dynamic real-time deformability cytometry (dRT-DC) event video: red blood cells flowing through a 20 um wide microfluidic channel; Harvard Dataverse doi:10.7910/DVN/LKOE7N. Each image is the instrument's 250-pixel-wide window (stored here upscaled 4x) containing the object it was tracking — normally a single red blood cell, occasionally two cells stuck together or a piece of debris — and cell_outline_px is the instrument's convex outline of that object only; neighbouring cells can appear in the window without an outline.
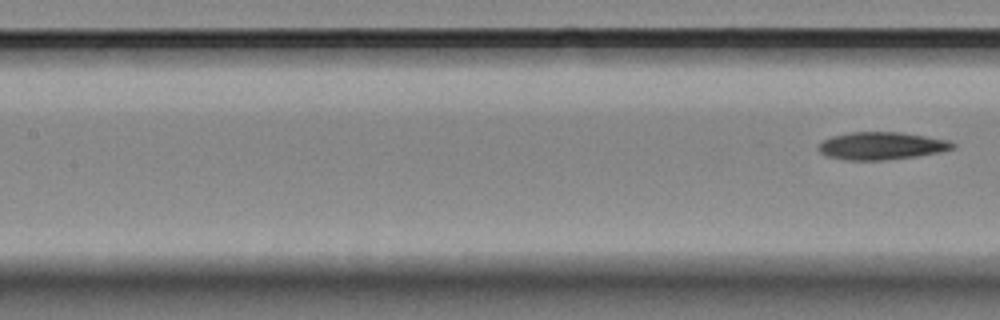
{"species": "Egyptian fruit bat (a non-hibernating species)", "species_latin": "Rousettus aegyptiacus", "temperature_condition": "room temperature", "stored_images_in_passage": 8, "segment_of_instrument_passage": [2, 2], "camera_frame_rate_fps": 3000, "um_per_image_px": 0.085, "animal": {"sex": "female"}, "frame": {"image": 1, "passage_image": 8, "time_ms": 2.333, "image_size_px": [1000, 320], "cell_outline_px": [[956, 144], [952, 148], [940, 152], [916, 156], [888, 160], [848, 160], [828, 156], [820, 152], [816, 148], [824, 140], [832, 136], [852, 132], [900, 132], [948, 140]], "centroid_in_image_um": [74.92, 12.4], "position_along_channel_um": 132.5, "area_um2": 21.39}}